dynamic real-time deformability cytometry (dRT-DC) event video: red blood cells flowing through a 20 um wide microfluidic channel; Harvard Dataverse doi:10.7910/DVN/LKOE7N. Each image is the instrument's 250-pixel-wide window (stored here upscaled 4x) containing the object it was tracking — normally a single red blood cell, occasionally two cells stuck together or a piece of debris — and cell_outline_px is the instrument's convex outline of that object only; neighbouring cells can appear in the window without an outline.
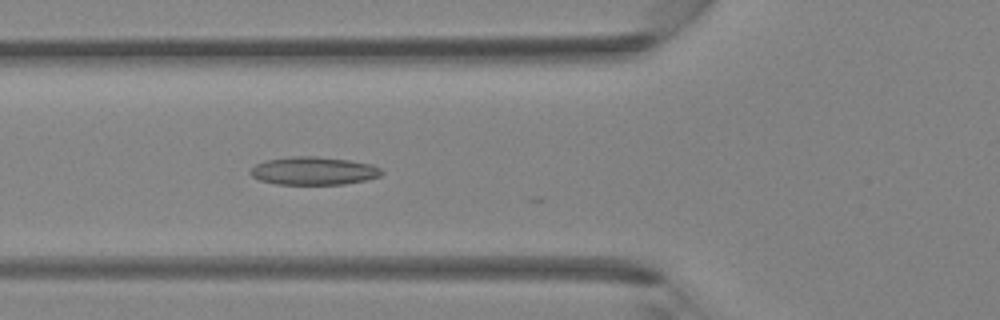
{"species": "Egyptian fruit bat (a non-hibernating species)", "species_latin": "Rousettus aegyptiacus", "temperature_condition": "room temperature", "stored_images_in_passage": 41, "camera_frame_rate_fps": 3000, "um_per_image_px": 0.085, "animal": {"sex": "female"}, "frame": {"image": 1, "passage_image": 15, "time_ms": 4.667, "image_size_px": [1000, 320], "cell_outline_px": [[384, 172], [380, 176], [364, 180], [344, 184], [276, 184], [260, 180], [252, 176], [248, 172], [256, 164], [268, 160], [288, 156], [316, 156], [348, 160], [372, 164], [380, 168]], "centroid_in_image_um": [26.65, 14.52], "position_along_channel_um": 99.1, "area_um2": 21.39}}
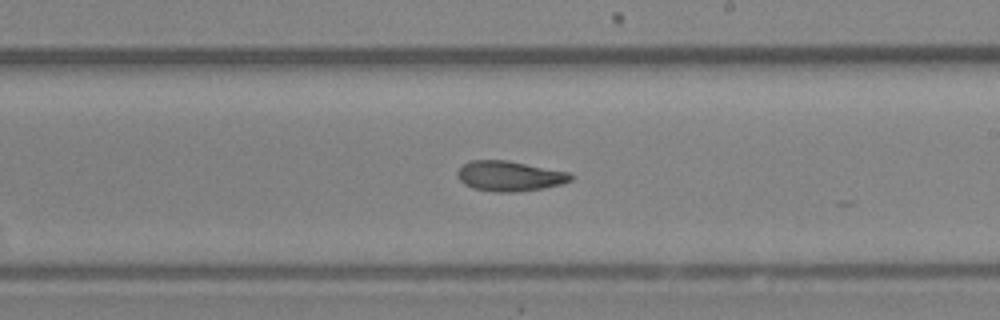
{"frame": {"image": 2, "passage_image": 24, "time_ms": 7.667, "image_size_px": [1000, 320], "cell_outline_px": [[572, 180], [560, 184], [544, 188], [516, 192], [496, 192], [472, 188], [464, 184], [456, 176], [456, 172], [468, 160], [508, 160], [568, 172], [572, 176]], "centroid_in_image_um": [43.27, 14.96], "position_along_channel_um": 245.7, "area_um2": 19.94}}
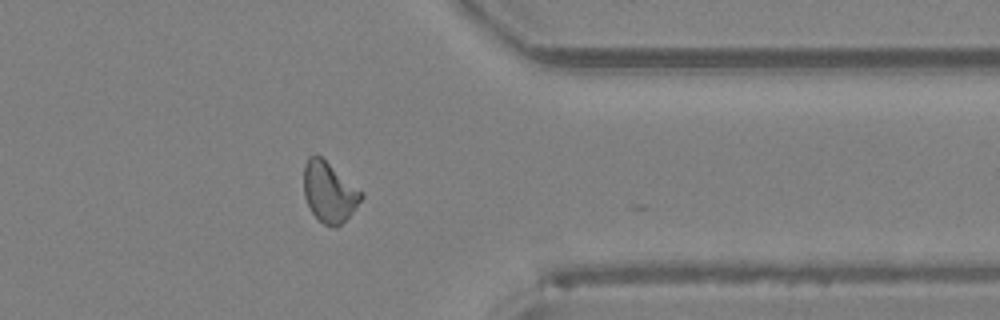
{"frame": {"image": 3, "passage_image": 33, "time_ms": 10.667, "image_size_px": [1000, 320], "cell_outline_px": [[364, 196], [352, 212], [336, 228], [324, 224], [312, 212], [304, 196], [304, 164], [308, 156], [320, 156], [364, 192]], "centroid_in_image_um": [27.99, 16.31], "position_along_channel_um": 383.4, "area_um2": 19.94}}